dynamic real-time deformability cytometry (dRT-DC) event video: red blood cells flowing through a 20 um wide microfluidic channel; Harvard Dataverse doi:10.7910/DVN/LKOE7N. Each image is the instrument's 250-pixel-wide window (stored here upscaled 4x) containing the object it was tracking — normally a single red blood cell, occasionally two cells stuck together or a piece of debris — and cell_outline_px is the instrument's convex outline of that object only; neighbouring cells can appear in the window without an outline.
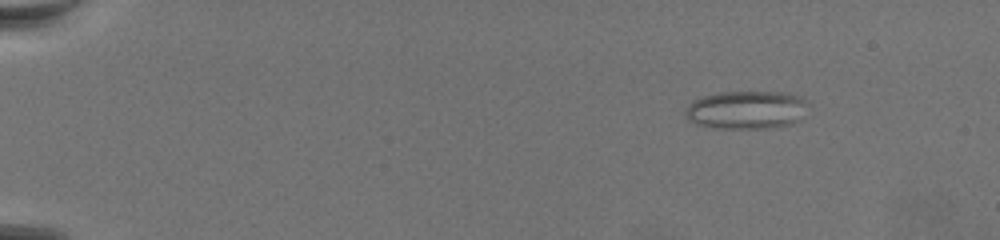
{"species": "common noctule bat (a hibernating species)", "species_latin": "Nyctalus noctula", "temperature_condition": "warm", "stored_images_in_passage": 71, "camera_frame_rate_fps": 3000, "um_per_image_px": 0.085, "animal": {"sex": "female", "body_mass_g": 19.5, "forearm_length_mm": 54.1}, "frame": {"image": 1, "passage_image": 11, "time_ms": 3.333, "image_size_px": [1000, 240], "cell_outline_px": [[808, 104], [800, 120], [788, 124], [768, 128], [712, 128], [696, 124], [688, 120], [684, 116], [684, 108], [688, 104], [704, 96], [720, 92], [784, 92], [800, 96]], "centroid_in_image_um": [63.41, 9.34], "position_along_channel_um": 21.6, "area_um2": 27.4}}
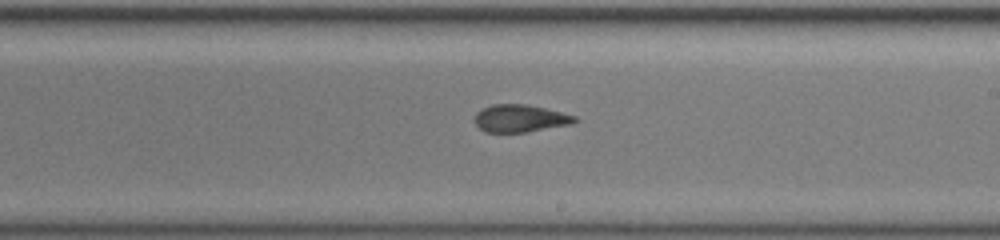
{"frame": {"image": 2, "passage_image": 45, "time_ms": 14.667, "image_size_px": [1000, 240], "cell_outline_px": [[580, 120], [572, 124], [528, 132], [484, 132], [472, 120], [476, 112], [492, 104], [528, 104], [576, 116]], "centroid_in_image_um": [44.21, 10.07], "position_along_channel_um": 244.8, "area_um2": 16.18}}
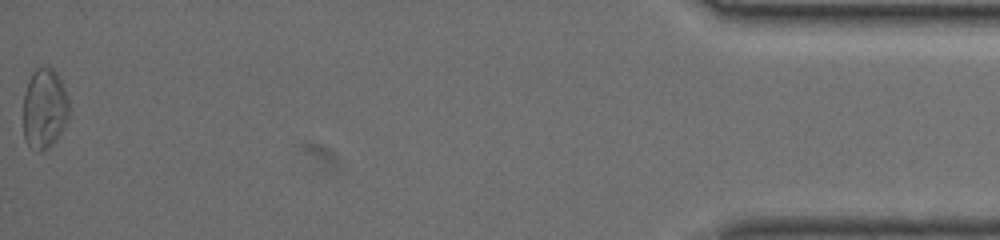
{"frame": {"image": 3, "passage_image": 71, "time_ms": 23.333, "image_size_px": [1000, 240], "cell_outline_px": [[68, 120], [56, 140], [48, 148], [40, 152], [36, 152], [24, 140], [24, 92], [32, 72], [36, 68], [52, 68], [56, 72], [64, 88], [68, 100]], "centroid_in_image_um": [3.77, 9.26], "position_along_channel_um": 431.4, "area_um2": 21.33}}